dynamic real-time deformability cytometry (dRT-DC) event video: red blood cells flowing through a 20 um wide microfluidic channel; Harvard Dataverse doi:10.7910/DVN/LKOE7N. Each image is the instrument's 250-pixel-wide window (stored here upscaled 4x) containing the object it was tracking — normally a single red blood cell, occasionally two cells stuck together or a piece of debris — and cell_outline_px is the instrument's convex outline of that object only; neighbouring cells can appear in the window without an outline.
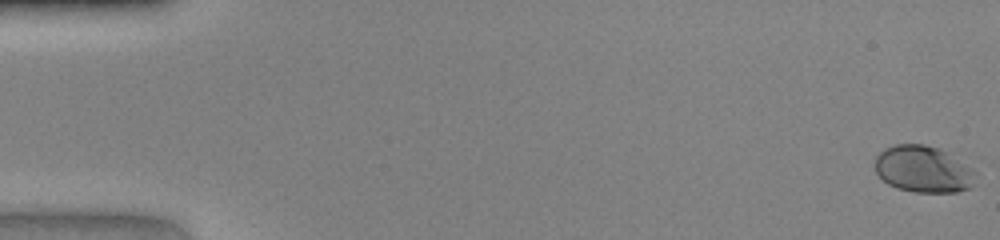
{"species": "human", "species_latin": "Homo sapiens", "temperature_condition": "warm", "stored_images_in_passage": 48, "camera_frame_rate_fps": 3000, "um_per_image_px": 0.085, "donor": {"sex": "female"}, "frame": {"image": 1, "passage_image": 1, "time_ms": 0.0, "image_size_px": [1000, 240], "cell_outline_px": [[976, 172], [972, 188], [956, 192], [916, 192], [896, 188], [888, 184], [876, 172], [876, 156], [884, 148], [896, 144], [924, 144], [940, 148], [972, 168]], "centroid_in_image_um": [78.49, 14.38], "position_along_channel_um": 6.5, "area_um2": 27.4}}
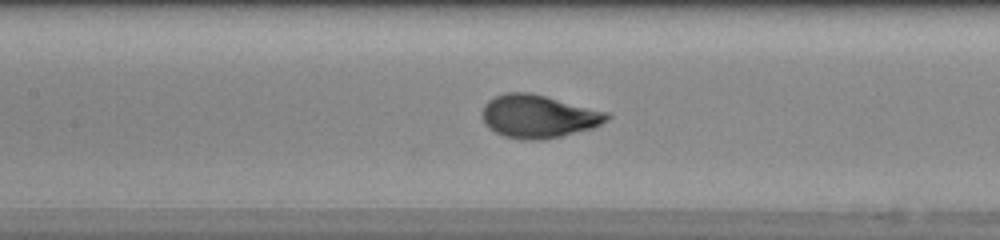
{"frame": {"image": 2, "passage_image": 23, "time_ms": 7.333, "image_size_px": [1000, 240], "cell_outline_px": [[612, 116], [608, 120], [592, 128], [544, 140], [524, 140], [504, 136], [488, 128], [484, 124], [480, 112], [484, 104], [488, 100], [504, 92], [528, 92], [608, 112]], "centroid_in_image_um": [45.72, 9.89], "position_along_channel_um": 161.7, "area_um2": 31.33}}
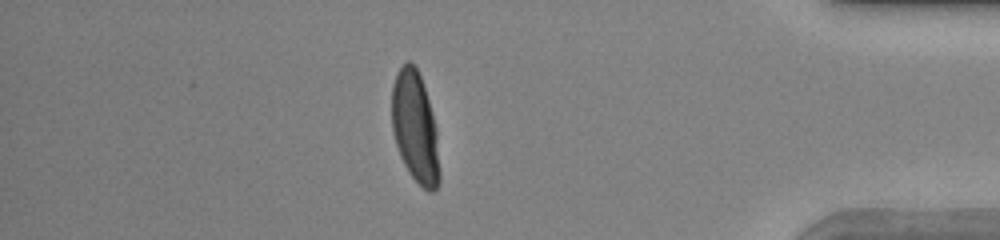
{"frame": {"image": 3, "passage_image": 42, "time_ms": 13.667, "image_size_px": [1000, 240], "cell_outline_px": [[440, 180], [436, 188], [432, 192], [428, 192], [408, 172], [400, 156], [392, 132], [392, 84], [396, 72], [408, 60], [416, 68], [420, 76], [432, 112], [436, 128], [440, 172]], "centroid_in_image_um": [35.28, 10.85], "position_along_channel_um": 399.9, "area_um2": 30.75}}